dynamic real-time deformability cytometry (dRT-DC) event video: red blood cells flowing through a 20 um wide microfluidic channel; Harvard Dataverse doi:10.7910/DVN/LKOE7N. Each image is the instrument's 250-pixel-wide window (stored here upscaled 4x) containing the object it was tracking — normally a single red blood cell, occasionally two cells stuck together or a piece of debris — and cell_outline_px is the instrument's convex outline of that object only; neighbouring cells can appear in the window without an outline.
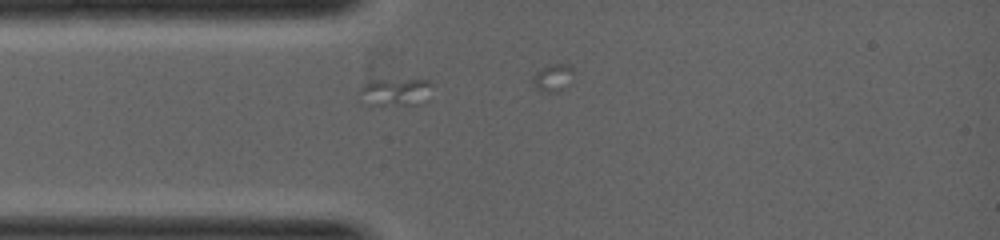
{"species": "common noctule bat (a hibernating species)", "species_latin": "Nyctalus noctula", "temperature_condition": "warm", "stored_images_in_passage": 4, "segment_of_instrument_passage": [2, 2], "camera_frame_rate_fps": 5000, "um_per_image_px": 0.085, "animal": {"sex": "female", "body_mass_g": 19.0, "forearm_length_mm": 53.3}, "frame": {"image": 1, "passage_image": 3, "time_ms": 1.0, "image_size_px": [1000, 240], "cell_outline_px": [[432, 84], [428, 100], [416, 104], [360, 104], [356, 92], [360, 88], [372, 80], [428, 80]], "centroid_in_image_um": [33.54, 7.83], "position_along_channel_um": 51.5, "area_um2": 11.79}}